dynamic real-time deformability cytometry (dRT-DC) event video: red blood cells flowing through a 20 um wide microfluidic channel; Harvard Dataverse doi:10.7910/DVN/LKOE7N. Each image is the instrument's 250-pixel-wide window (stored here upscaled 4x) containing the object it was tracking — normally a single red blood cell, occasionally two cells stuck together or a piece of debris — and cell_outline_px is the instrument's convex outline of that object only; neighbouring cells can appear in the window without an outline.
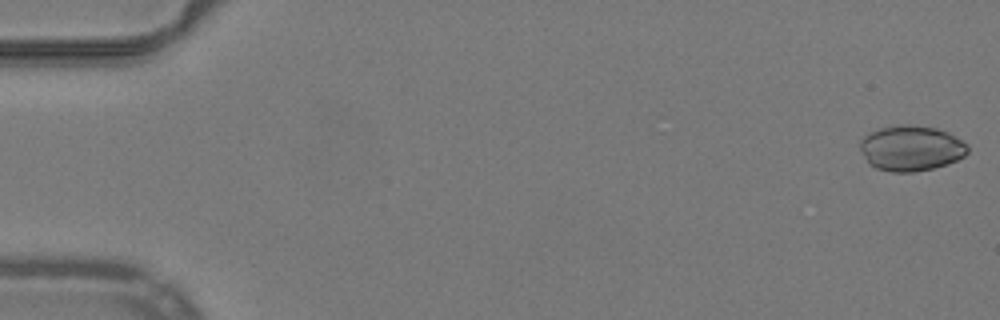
{"species": "common noctule bat (a hibernating species)", "species_latin": "Nyctalus noctula", "temperature_condition": "warm", "stored_images_in_passage": 6, "camera_frame_rate_fps": 3000, "um_per_image_px": 0.085, "animal": {"sex": "male", "body_mass_g": 19.2, "forearm_length_mm": 51.8}, "frame": {"image": 1, "passage_image": 1, "time_ms": 0.0, "image_size_px": [1000, 320], "cell_outline_px": [[968, 152], [964, 156], [948, 164], [932, 168], [912, 172], [892, 172], [876, 168], [868, 164], [860, 148], [860, 140], [864, 136], [880, 128], [900, 124], [912, 124], [936, 128], [948, 132], [968, 144]], "centroid_in_image_um": [77.45, 12.59], "position_along_channel_um": 7.6, "area_um2": 28.55}}